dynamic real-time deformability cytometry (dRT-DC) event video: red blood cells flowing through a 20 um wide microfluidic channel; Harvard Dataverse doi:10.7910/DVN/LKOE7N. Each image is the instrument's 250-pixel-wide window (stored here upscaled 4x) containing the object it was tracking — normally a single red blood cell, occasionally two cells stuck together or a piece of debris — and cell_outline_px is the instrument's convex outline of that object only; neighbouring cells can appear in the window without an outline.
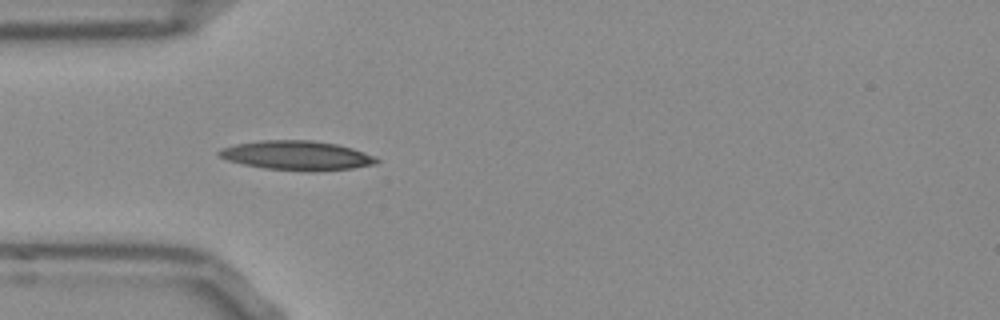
{"species": "Egyptian fruit bat (a non-hibernating species)", "species_latin": "Rousettus aegyptiacus", "temperature_condition": "room temperature", "stored_images_in_passage": 38, "camera_frame_rate_fps": 3000, "um_per_image_px": 0.085, "frame": {"image": 1, "passage_image": 1, "time_ms": 0.0, "image_size_px": [1000, 320], "cell_outline_px": [[380, 160], [376, 164], [352, 168], [312, 172], [308, 172], [264, 168], [244, 164], [228, 160], [220, 156], [216, 152], [220, 148], [236, 144], [260, 140], [312, 140], [336, 144], [352, 148], [364, 152]], "centroid_in_image_um": [25.22, 13.22], "position_along_channel_um": 59.8, "area_um2": 26.93}}
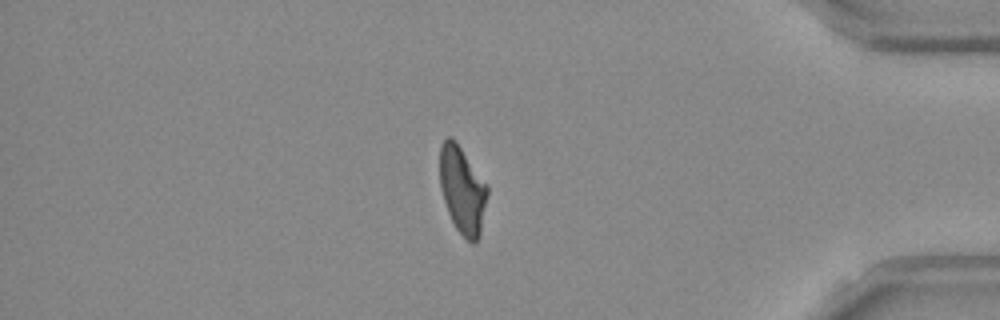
{"frame": {"image": 2, "passage_image": 30, "time_ms": 9.667, "image_size_px": [1000, 320], "cell_outline_px": [[488, 192], [480, 236], [476, 244], [472, 244], [456, 228], [448, 212], [440, 188], [440, 144], [448, 136], [452, 136], [456, 140], [488, 184]], "centroid_in_image_um": [39.31, 16.12], "position_along_channel_um": 395.9, "area_um2": 24.45}}
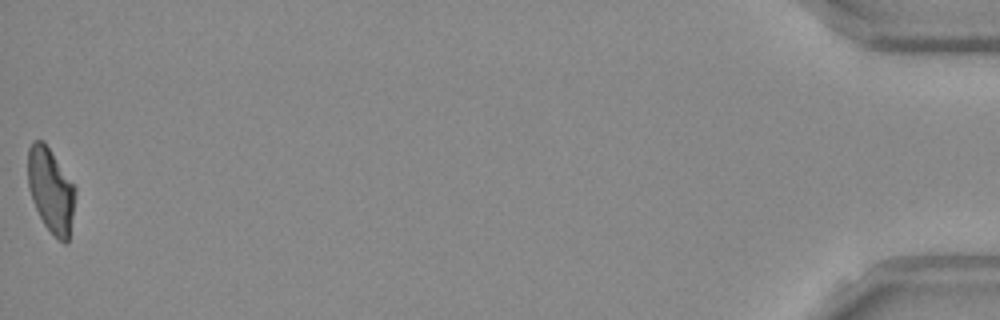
{"frame": {"image": 3, "passage_image": 38, "time_ms": 12.333, "image_size_px": [1000, 320], "cell_outline_px": [[76, 192], [68, 244], [64, 244], [44, 224], [32, 200], [28, 188], [28, 148], [32, 140], [44, 140], [76, 188]], "centroid_in_image_um": [4.32, 16.14], "position_along_channel_um": 430.9, "area_um2": 23.24}, "authors_computed_cell_mechanics": {"area_um2": 24.3338, "velocity_mm_per_s": 3.8609, "shape_relaxation_time_tau1_ms": 9.5541, "shape_relaxation_time_tau2_ms": 4.917, "deformation_change_tau1": 0.2505, "deformation_change_tau2": 0.1361}}